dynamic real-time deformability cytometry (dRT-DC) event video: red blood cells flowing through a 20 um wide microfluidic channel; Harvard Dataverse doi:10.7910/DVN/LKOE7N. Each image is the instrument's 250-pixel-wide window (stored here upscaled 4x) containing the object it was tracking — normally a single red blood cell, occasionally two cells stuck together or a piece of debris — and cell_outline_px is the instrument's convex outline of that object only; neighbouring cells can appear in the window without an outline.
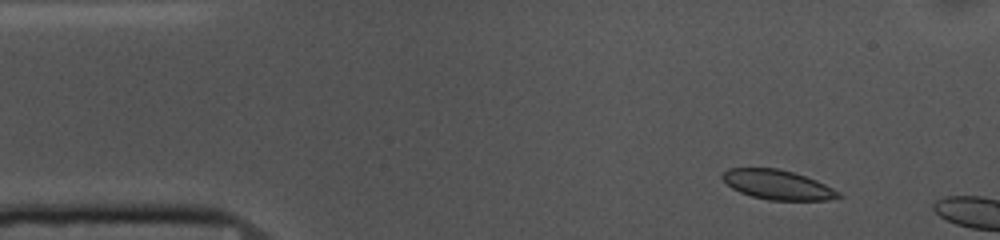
{"species": "common noctule bat (a hibernating species)", "species_latin": "Nyctalus noctula", "temperature_condition": "cold", "stored_images_in_passage": 8, "camera_frame_rate_fps": 3000, "um_per_image_px": 0.085, "animal": {"sex": "female", "body_mass_g": 10.0, "forearm_length_mm": 53.1}, "frame": {"image": 1, "passage_image": 5, "time_ms": 1.333, "image_size_px": [1000, 240], "cell_outline_px": [[844, 196], [828, 200], [768, 200], [752, 196], [740, 192], [732, 188], [720, 176], [728, 168], [776, 168], [792, 172], [816, 180], [840, 192]], "centroid_in_image_um": [66.1, 15.71], "position_along_channel_um": 18.9, "area_um2": 19.83}}